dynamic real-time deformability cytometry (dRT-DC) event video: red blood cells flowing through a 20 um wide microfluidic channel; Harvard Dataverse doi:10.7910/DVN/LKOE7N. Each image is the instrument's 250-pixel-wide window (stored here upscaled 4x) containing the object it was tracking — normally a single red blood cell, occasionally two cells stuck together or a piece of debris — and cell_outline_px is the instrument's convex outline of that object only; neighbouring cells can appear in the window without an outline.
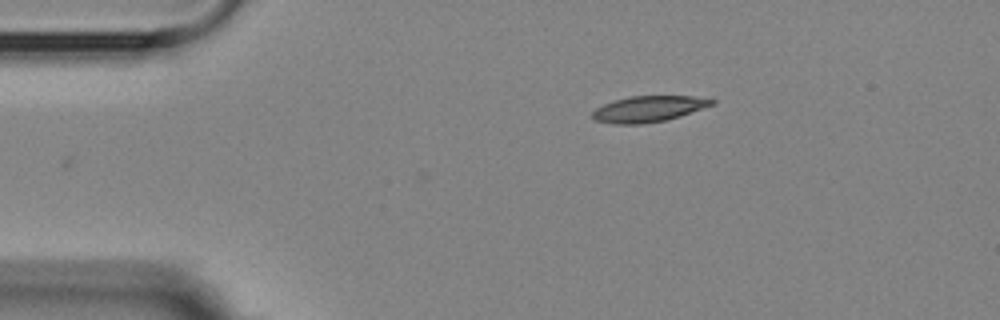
{"species": "Egyptian fruit bat (a non-hibernating species)", "species_latin": "Rousettus aegyptiacus", "temperature_condition": "room temperature", "stored_images_in_passage": 2, "camera_frame_rate_fps": 3000, "um_per_image_px": 0.085, "animal": {"sex": "female"}, "frame": {"image": 1, "passage_image": 2, "time_ms": 2.0, "image_size_px": [1000, 320], "cell_outline_px": [[716, 104], [680, 116], [664, 120], [640, 124], [616, 124], [596, 120], [592, 116], [592, 112], [596, 108], [604, 104], [628, 96], [692, 96], [716, 100]], "centroid_in_image_um": [55.15, 9.25], "position_along_channel_um": 29.8, "area_um2": 17.92}}